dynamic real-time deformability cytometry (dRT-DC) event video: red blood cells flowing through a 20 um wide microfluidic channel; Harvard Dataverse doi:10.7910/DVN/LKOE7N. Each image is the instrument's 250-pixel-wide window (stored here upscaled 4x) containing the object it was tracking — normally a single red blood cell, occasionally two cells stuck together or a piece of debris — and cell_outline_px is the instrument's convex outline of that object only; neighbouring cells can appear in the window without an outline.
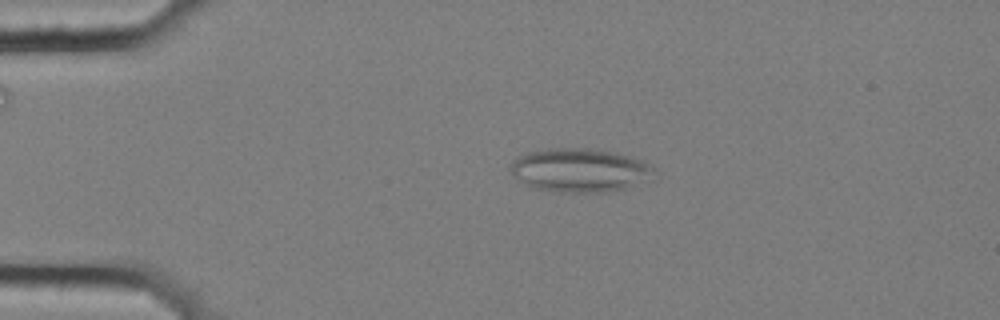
{"species": "common noctule bat (a hibernating species)", "species_latin": "Nyctalus noctula", "temperature_condition": "cold", "stored_images_in_passage": 57, "camera_frame_rate_fps": 3000, "um_per_image_px": 0.085, "animal": {"sex": "female", "body_mass_g": 25.1}, "frame": {"image": 1, "passage_image": 12, "time_ms": 3.667, "image_size_px": [1000, 320], "cell_outline_px": [[656, 172], [624, 188], [604, 192], [552, 192], [536, 188], [512, 176], [508, 168], [520, 156], [528, 152], [548, 148], [588, 148], [616, 152], [644, 160]], "centroid_in_image_um": [49.22, 14.45], "position_along_channel_um": 35.8, "area_um2": 36.01}}
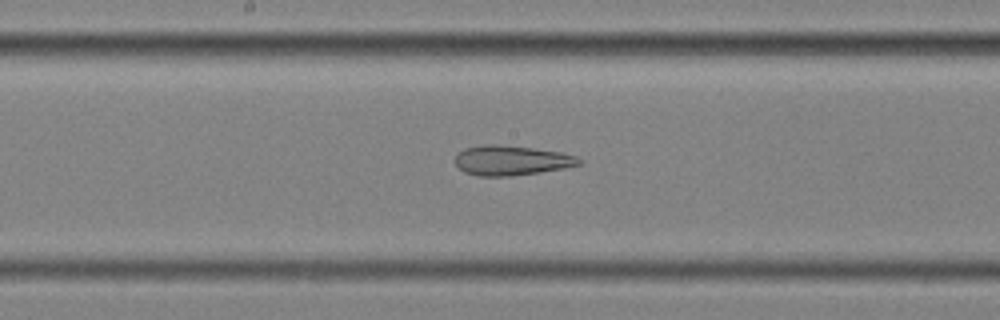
{"frame": {"image": 2, "passage_image": 30, "time_ms": 9.667, "image_size_px": [1000, 320], "cell_outline_px": [[584, 160], [580, 164], [564, 168], [540, 172], [508, 176], [480, 176], [464, 172], [452, 160], [464, 148], [484, 144], [496, 144], [532, 148], [564, 152], [576, 156]], "centroid_in_image_um": [43.48, 13.63], "position_along_channel_um": 204.7, "area_um2": 21.62}}
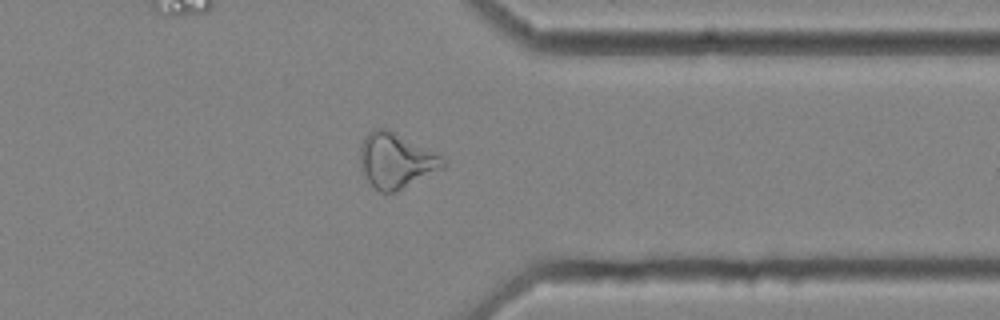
{"frame": {"image": 3, "passage_image": 45, "time_ms": 14.667, "image_size_px": [1000, 320], "cell_outline_px": [[448, 164], [444, 168], [396, 192], [380, 192], [368, 180], [360, 168], [360, 148], [368, 132], [372, 128], [388, 128], [444, 156], [448, 160]], "centroid_in_image_um": [33.71, 13.63], "position_along_channel_um": 377.7, "area_um2": 26.93}, "authors_computed_cell_mechanics": {"area_um2": 28.5532, "velocity_mm_per_s": 3.5313, "shape_relaxation_time_tau1_ms": null, "shape_relaxation_time_tau2_ms": 4.1258, "deformation_change_tau1": null, "deformation_change_tau2": 0.1504}}